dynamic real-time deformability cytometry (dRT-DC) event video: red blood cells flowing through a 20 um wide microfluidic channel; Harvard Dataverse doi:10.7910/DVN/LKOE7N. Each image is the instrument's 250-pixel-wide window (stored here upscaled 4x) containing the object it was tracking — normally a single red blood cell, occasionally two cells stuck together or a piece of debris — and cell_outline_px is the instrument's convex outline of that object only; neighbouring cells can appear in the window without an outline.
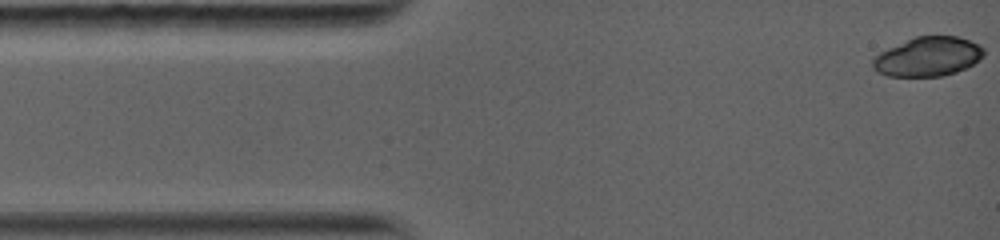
{"species": "common noctule bat (a hibernating species)", "species_latin": "Nyctalus noctula", "temperature_condition": "warm", "stored_images_in_passage": 16, "camera_frame_rate_fps": 5000, "um_per_image_px": 0.085, "animal": {"sex": "female", "body_mass_g": 19.0, "forearm_length_mm": 56.7}, "frame": {"image": 1, "passage_image": 1, "time_ms": 0.0, "image_size_px": [1000, 240], "cell_outline_px": [[984, 52], [972, 64], [964, 68], [940, 76], [892, 76], [880, 72], [872, 64], [876, 56], [888, 48], [916, 36], [956, 36], [968, 40], [984, 48]], "centroid_in_image_um": [78.87, 4.8], "position_along_channel_um": 6.1, "area_um2": 24.51}}
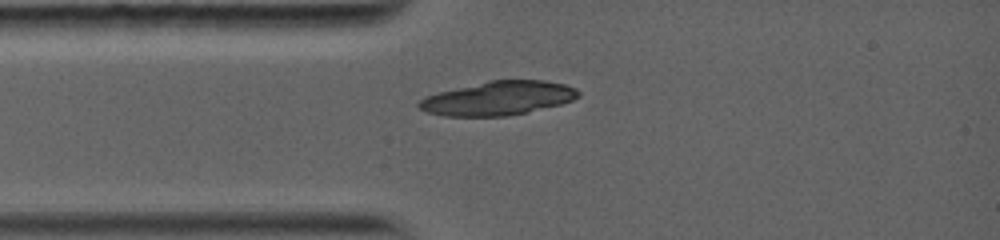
{"frame": {"image": 2, "passage_image": 16, "time_ms": 2.8, "image_size_px": [1000, 240], "cell_outline_px": [[580, 92], [572, 100], [560, 104], [524, 112], [504, 116], [448, 116], [428, 112], [420, 108], [420, 100], [428, 96], [440, 92], [488, 80], [544, 80], [564, 84]], "centroid_in_image_um": [42.35, 8.34], "position_along_channel_um": 42.7, "area_um2": 30.69}}